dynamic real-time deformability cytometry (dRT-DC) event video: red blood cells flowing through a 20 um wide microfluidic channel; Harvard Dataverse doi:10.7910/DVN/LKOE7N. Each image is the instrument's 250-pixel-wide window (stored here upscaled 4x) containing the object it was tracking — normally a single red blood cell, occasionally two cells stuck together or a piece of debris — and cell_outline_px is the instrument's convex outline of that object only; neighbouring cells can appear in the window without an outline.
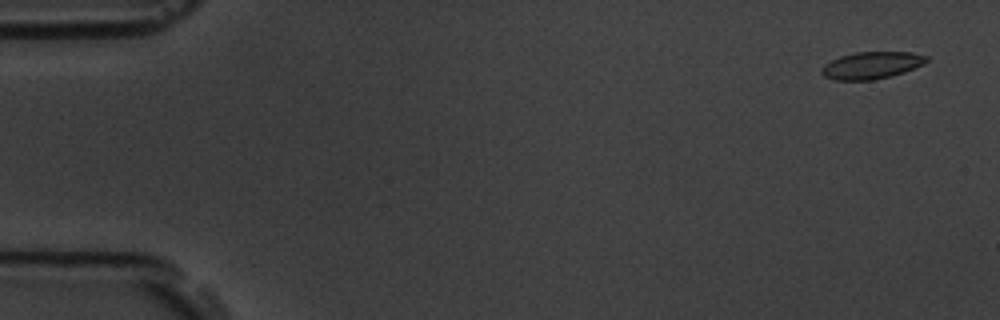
{"species": "common noctule bat (a hibernating species)", "species_latin": "Nyctalus noctula", "temperature_condition": "room temperature", "stored_images_in_passage": 5, "camera_frame_rate_fps": 3000, "um_per_image_px": 0.085, "animal": {"sex": "male", "body_mass_g": 19.5, "forearm_length_mm": 54.6}, "frame": {"image": 1, "passage_image": 1, "time_ms": 0.0, "image_size_px": [1000, 320], "cell_outline_px": [[928, 60], [924, 64], [904, 72], [892, 76], [872, 80], [836, 80], [824, 76], [820, 72], [820, 68], [824, 64], [840, 56], [856, 52], [912, 52], [928, 56]], "centroid_in_image_um": [74.08, 5.55], "position_along_channel_um": 10.9, "area_um2": 16.65}}
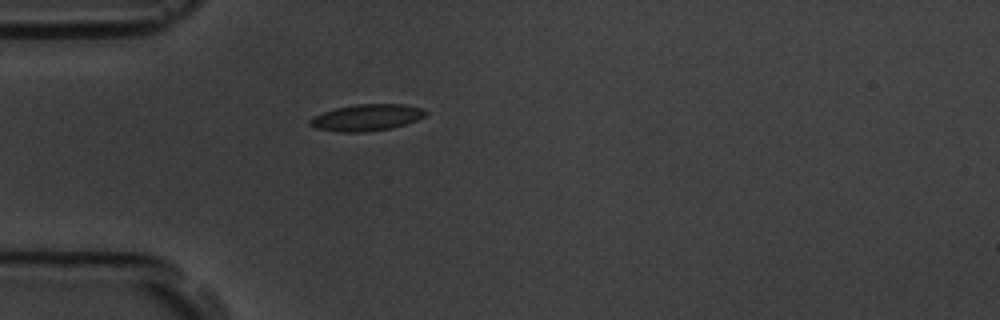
{"frame": {"image": 2, "passage_image": 5, "time_ms": 4.667, "image_size_px": [1000, 320], "cell_outline_px": [[428, 112], [424, 116], [416, 120], [392, 128], [364, 132], [336, 132], [316, 128], [308, 124], [308, 120], [312, 116], [336, 108], [356, 104], [404, 104], [424, 108]], "centroid_in_image_um": [31.15, 9.99], "position_along_channel_um": 53.9, "area_um2": 17.98}}